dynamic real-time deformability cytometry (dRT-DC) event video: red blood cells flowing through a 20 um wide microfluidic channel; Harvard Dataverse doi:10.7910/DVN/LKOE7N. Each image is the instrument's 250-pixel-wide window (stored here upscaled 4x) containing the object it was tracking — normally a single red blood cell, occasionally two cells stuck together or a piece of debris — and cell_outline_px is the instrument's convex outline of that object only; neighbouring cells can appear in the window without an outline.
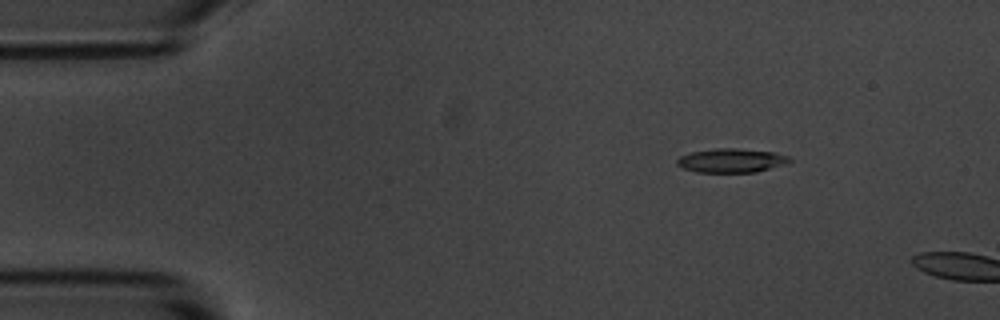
{"species": "common noctule bat (a hibernating species)", "species_latin": "Nyctalus noctula", "temperature_condition": "room temperature", "stored_images_in_passage": 4, "camera_frame_rate_fps": 3000, "um_per_image_px": 0.085, "animal": {"sex": "male", "body_mass_g": 20.1, "forearm_length_mm": 53.5}, "frame": {"image": 1, "passage_image": 1, "time_ms": 0.0, "image_size_px": [1000, 320], "cell_outline_px": [[792, 160], [756, 172], [696, 172], [684, 168], [676, 164], [676, 160], [680, 156], [692, 152], [716, 148], [736, 148], [772, 152], [788, 156]], "centroid_in_image_um": [62.09, 13.64], "position_along_channel_um": 22.9, "area_um2": 15.37}}